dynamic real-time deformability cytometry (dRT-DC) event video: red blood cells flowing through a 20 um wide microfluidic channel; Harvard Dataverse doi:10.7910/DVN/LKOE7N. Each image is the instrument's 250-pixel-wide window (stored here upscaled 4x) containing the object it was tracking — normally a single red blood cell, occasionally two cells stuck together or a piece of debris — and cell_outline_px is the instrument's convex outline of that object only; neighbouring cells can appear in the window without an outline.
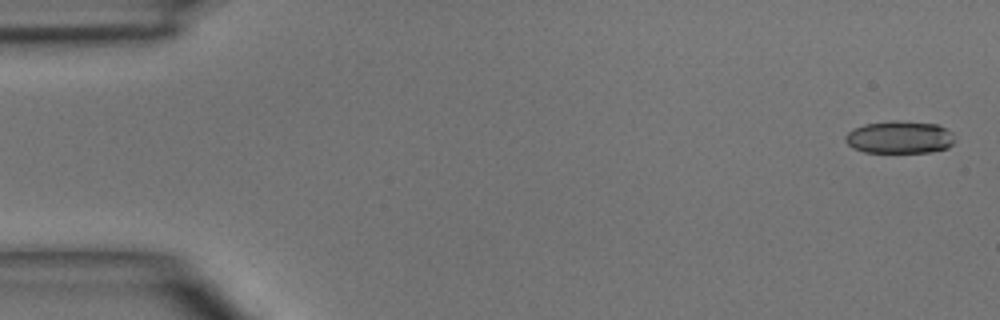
{"species": "common noctule bat (a hibernating species)", "species_latin": "Nyctalus noctula", "temperature_condition": "room temperature", "stored_images_in_passage": 6, "camera_frame_rate_fps": 3000, "um_per_image_px": 0.085, "animal": {"sex": "male", "body_mass_g": 15.6}, "frame": {"image": 1, "passage_image": 1, "time_ms": 0.0, "image_size_px": [1000, 320], "cell_outline_px": [[956, 140], [948, 148], [932, 152], [864, 152], [852, 148], [844, 140], [844, 136], [848, 132], [864, 124], [892, 120], [896, 120], [936, 124], [952, 132]], "centroid_in_image_um": [76.47, 11.67], "position_along_channel_um": 8.5, "area_um2": 20.87}}
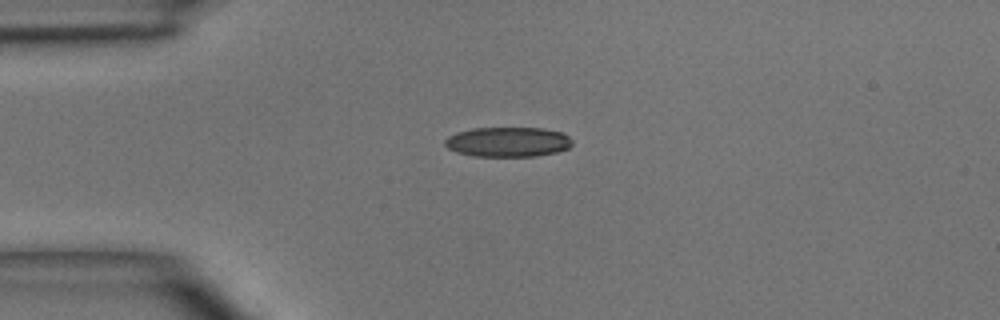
{"frame": {"image": 2, "passage_image": 4, "time_ms": 3.333, "image_size_px": [1000, 320], "cell_outline_px": [[572, 144], [568, 148], [556, 152], [536, 156], [472, 156], [456, 152], [448, 148], [444, 144], [444, 140], [448, 136], [456, 132], [472, 128], [544, 128], [564, 132], [572, 140]], "centroid_in_image_um": [43.16, 12.06], "position_along_channel_um": 41.8, "area_um2": 22.31}}
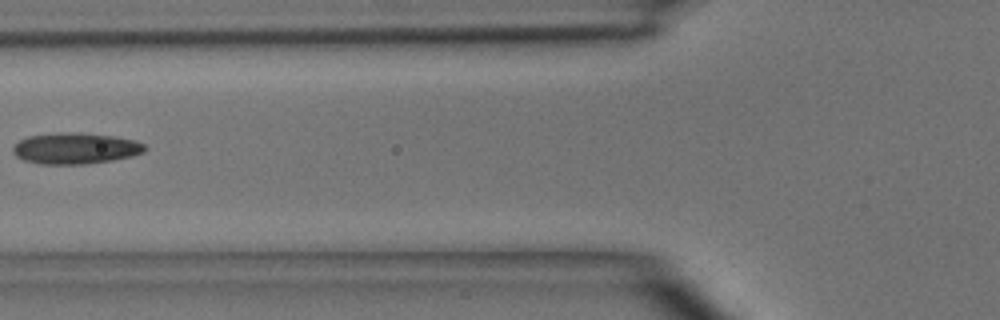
{"frame": {"image": 3, "passage_image": 6, "time_ms": 5.667, "image_size_px": [1000, 320], "cell_outline_px": [[148, 148], [144, 152], [132, 156], [112, 160], [88, 164], [40, 164], [24, 160], [16, 156], [12, 152], [12, 148], [20, 140], [28, 136], [64, 132], [76, 132], [112, 136], [132, 140], [144, 144]], "centroid_in_image_um": [6.4, 12.62], "position_along_channel_um": 119.4, "area_um2": 23.87}}